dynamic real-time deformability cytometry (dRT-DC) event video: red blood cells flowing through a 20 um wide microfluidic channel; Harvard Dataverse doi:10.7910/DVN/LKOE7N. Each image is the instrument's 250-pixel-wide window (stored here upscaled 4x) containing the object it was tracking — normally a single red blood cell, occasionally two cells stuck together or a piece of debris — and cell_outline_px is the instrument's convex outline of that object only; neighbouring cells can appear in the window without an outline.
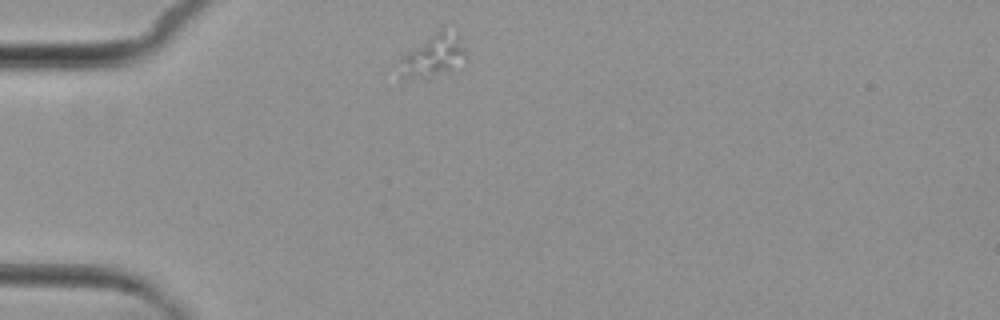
{"species": "common noctule bat (a hibernating species)", "species_latin": "Nyctalus noctula", "temperature_condition": "cold", "stored_images_in_passage": 2, "camera_frame_rate_fps": 3000, "um_per_image_px": 0.085, "animal": {"sex": "female", "body_mass_g": 29.2, "forearm_length_mm": 56.3}, "frame": {"image": 1, "passage_image": 1, "time_ms": 0.0, "image_size_px": [1000, 320], "cell_outline_px": [[464, 52], [452, 72], [428, 80], [424, 80], [408, 72], [400, 60], [408, 52], [436, 32], [444, 32], [456, 40], [464, 48]], "centroid_in_image_um": [36.86, 4.83], "position_along_channel_um": 48.1, "area_um2": 14.22}}